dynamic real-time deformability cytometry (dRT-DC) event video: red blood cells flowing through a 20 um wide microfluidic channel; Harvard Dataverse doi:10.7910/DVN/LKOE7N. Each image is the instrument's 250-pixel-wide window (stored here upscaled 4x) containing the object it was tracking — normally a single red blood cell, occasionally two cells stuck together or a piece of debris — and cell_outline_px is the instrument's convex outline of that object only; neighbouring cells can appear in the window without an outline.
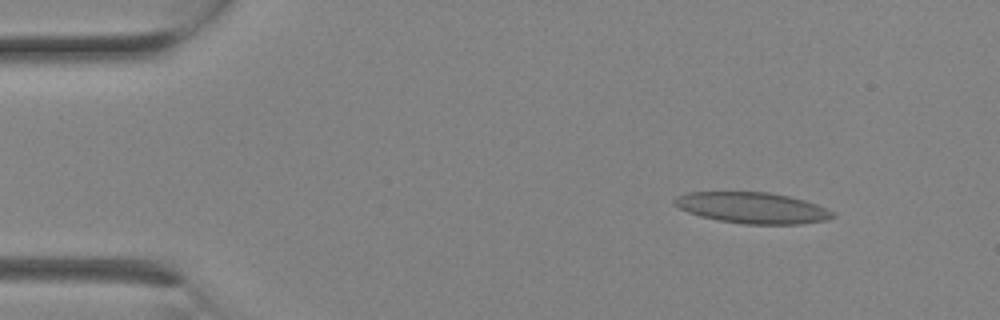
{"species": "Egyptian fruit bat (a non-hibernating species)", "species_latin": "Rousettus aegyptiacus", "temperature_condition": "room temperature", "stored_images_in_passage": 3, "camera_frame_rate_fps": 3000, "um_per_image_px": 0.085, "animal": {"sex": "female"}, "frame": {"image": 1, "passage_image": 1, "time_ms": 0.0, "image_size_px": [1000, 320], "cell_outline_px": [[836, 216], [828, 220], [800, 224], [744, 224], [720, 220], [700, 216], [688, 212], [672, 204], [672, 200], [676, 196], [688, 192], [768, 192], [788, 196], [804, 200], [816, 204], [832, 212]], "centroid_in_image_um": [63.92, 17.66], "position_along_channel_um": 21.1, "area_um2": 28.55}}